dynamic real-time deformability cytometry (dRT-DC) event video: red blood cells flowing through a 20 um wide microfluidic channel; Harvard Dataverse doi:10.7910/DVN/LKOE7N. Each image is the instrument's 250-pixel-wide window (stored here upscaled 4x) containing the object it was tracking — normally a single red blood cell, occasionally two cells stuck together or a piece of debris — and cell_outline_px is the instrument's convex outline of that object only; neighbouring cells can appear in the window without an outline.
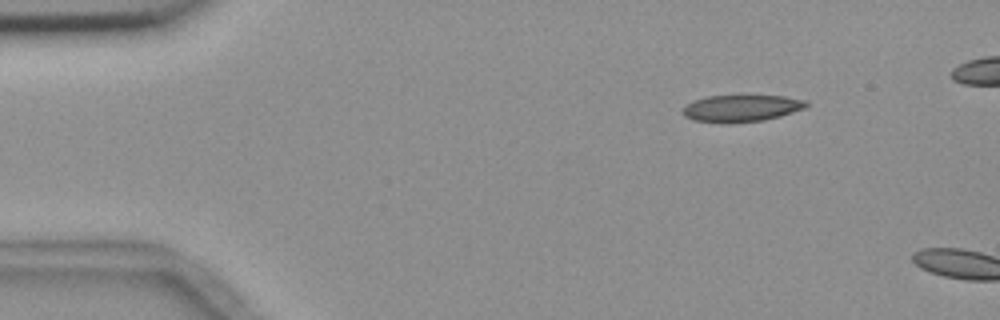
{"species": "common noctule bat (a hibernating species)", "species_latin": "Nyctalus noctula", "temperature_condition": "room temperature", "stored_images_in_passage": 2, "camera_frame_rate_fps": 3000, "um_per_image_px": 0.085, "animal": {"sex": "female", "body_mass_g": 18.4}, "frame": {"image": 1, "passage_image": 1, "time_ms": 0.0, "image_size_px": [1000, 320], "cell_outline_px": [[808, 104], [804, 108], [780, 116], [764, 120], [692, 120], [684, 116], [680, 112], [692, 100], [708, 96], [784, 96], [808, 100]], "centroid_in_image_um": [63.05, 9.15], "position_along_channel_um": 22.0, "area_um2": 18.44}}